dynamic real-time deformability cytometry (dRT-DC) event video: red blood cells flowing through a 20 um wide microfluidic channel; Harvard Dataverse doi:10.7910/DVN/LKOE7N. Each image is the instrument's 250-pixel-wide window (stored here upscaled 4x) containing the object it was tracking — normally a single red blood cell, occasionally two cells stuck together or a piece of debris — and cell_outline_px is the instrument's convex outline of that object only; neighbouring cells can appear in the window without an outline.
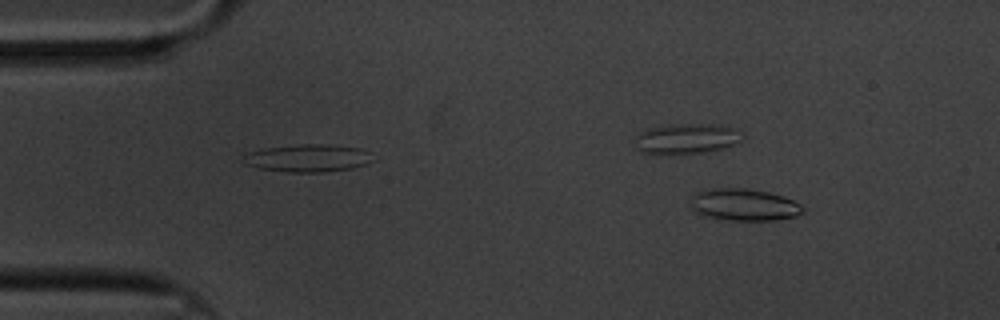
{"species": "common noctule bat (a hibernating species)", "species_latin": "Nyctalus noctula", "temperature_condition": "cold", "stored_images_in_passage": 12, "camera_frame_rate_fps": 3000, "um_per_image_px": 0.085, "animal": {"sex": "male", "body_mass_g": 20.1, "forearm_length_mm": 53.5}, "frame": {"image": 1, "passage_image": 4, "time_ms": 1.0, "image_size_px": [1000, 320], "cell_outline_px": [[804, 212], [796, 216], [776, 220], [728, 220], [704, 216], [696, 212], [692, 208], [692, 196], [696, 192], [712, 188], [744, 188], [768, 192], [784, 196], [800, 204], [804, 208]], "centroid_in_image_um": [63.26, 17.4], "position_along_channel_um": 21.7, "area_um2": 20.92}}